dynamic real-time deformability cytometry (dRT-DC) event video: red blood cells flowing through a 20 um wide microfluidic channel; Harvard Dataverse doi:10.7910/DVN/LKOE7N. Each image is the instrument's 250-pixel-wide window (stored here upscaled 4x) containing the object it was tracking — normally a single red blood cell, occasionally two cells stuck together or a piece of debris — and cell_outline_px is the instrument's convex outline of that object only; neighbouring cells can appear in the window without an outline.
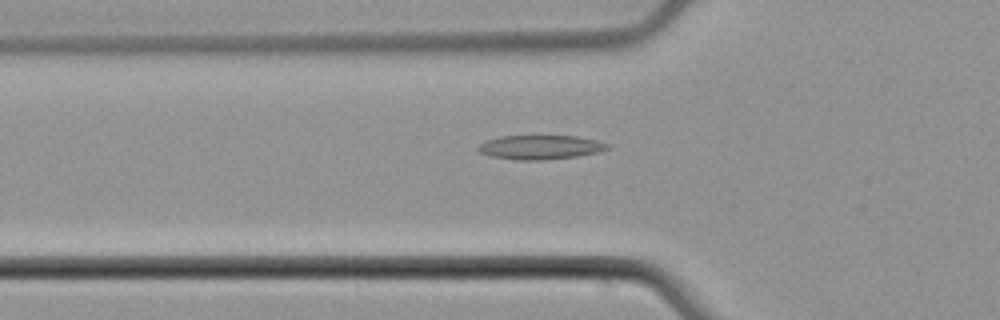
{"species": "common noctule bat (a hibernating species)", "species_latin": "Nyctalus noctula", "temperature_condition": "cold", "stored_images_in_passage": 32, "camera_frame_rate_fps": 3000, "um_per_image_px": 0.085, "animal": {"sex": "male", "body_mass_g": 21.5, "forearm_length_mm": 52.0}, "frame": {"image": 1, "passage_image": 4, "time_ms": 1.0, "image_size_px": [1000, 320], "cell_outline_px": [[612, 144], [608, 148], [596, 152], [576, 156], [544, 160], [516, 160], [492, 156], [480, 152], [476, 148], [480, 144], [488, 140], [500, 136], [576, 136], [596, 140]], "centroid_in_image_um": [45.93, 12.51], "position_along_channel_um": 79.9, "area_um2": 18.03}}
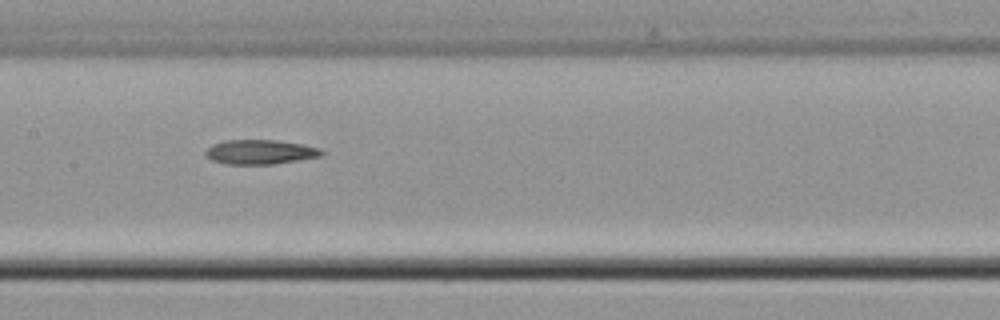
{"frame": {"image": 2, "passage_image": 12, "time_ms": 3.667, "image_size_px": [1000, 320], "cell_outline_px": [[324, 152], [320, 156], [272, 164], [228, 164], [212, 160], [204, 152], [212, 144], [224, 140], [276, 140], [300, 144], [320, 148]], "centroid_in_image_um": [22.08, 12.91], "position_along_channel_um": 185.3, "area_um2": 16.3}}
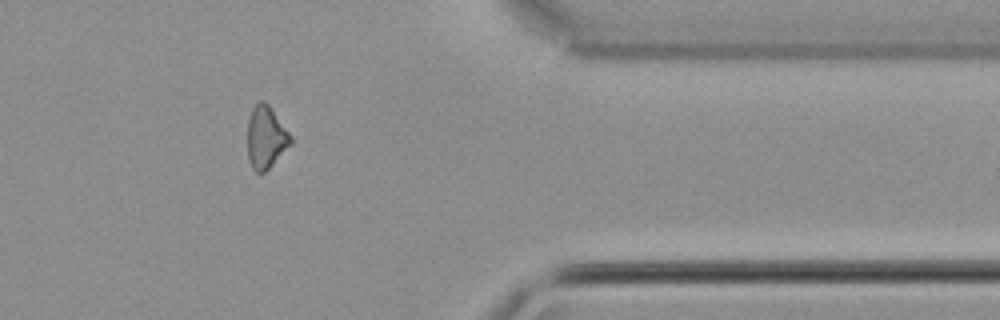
{"frame": {"image": 3, "passage_image": 29, "time_ms": 9.333, "image_size_px": [1000, 320], "cell_outline_px": [[292, 144], [260, 176], [252, 168], [248, 160], [248, 120], [252, 108], [260, 100], [264, 100], [268, 104], [292, 136]], "centroid_in_image_um": [22.6, 11.69], "position_along_channel_um": 388.8, "area_um2": 15.72}}